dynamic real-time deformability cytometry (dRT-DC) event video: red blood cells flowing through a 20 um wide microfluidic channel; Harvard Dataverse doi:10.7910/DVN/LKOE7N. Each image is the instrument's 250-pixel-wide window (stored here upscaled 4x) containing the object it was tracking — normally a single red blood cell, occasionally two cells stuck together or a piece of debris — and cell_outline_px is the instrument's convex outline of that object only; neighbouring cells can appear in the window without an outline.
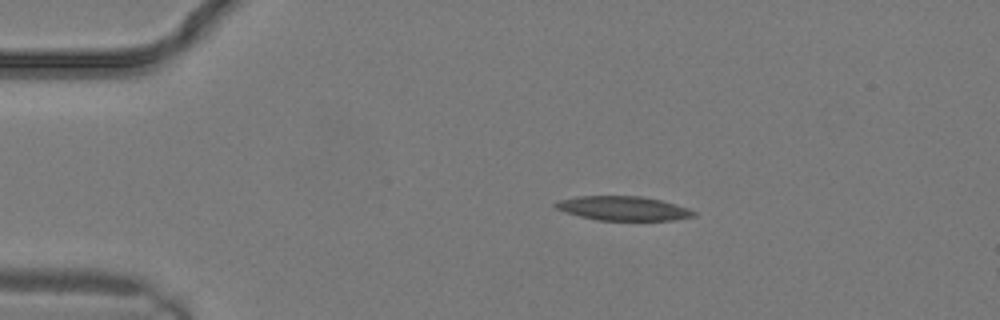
{"species": "common noctule bat (a hibernating species)", "species_latin": "Nyctalus noctula", "temperature_condition": "warm", "stored_images_in_passage": 2, "camera_frame_rate_fps": 3000, "um_per_image_px": 0.085, "animal": {"sex": "male", "body_mass_g": 19.2, "forearm_length_mm": 51.8}, "frame": {"image": 1, "passage_image": 1, "time_ms": 0.0, "image_size_px": [1000, 320], "cell_outline_px": [[696, 216], [676, 220], [600, 220], [580, 216], [556, 208], [552, 204], [556, 200], [576, 196], [640, 196], [660, 200], [676, 204], [688, 208], [696, 212]], "centroid_in_image_um": [52.98, 17.7], "position_along_channel_um": 32.0, "area_um2": 19.48}}